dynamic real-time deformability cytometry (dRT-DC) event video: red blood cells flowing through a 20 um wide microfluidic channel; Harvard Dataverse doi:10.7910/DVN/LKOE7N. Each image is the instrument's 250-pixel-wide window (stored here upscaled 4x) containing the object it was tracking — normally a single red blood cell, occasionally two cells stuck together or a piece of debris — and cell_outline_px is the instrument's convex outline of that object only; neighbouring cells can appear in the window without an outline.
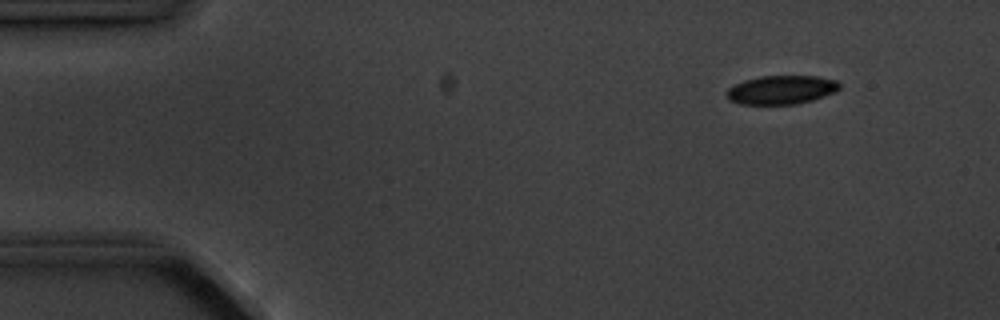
{"species": "common noctule bat (a hibernating species)", "species_latin": "Nyctalus noctula", "temperature_condition": "cold", "stored_images_in_passage": 6, "segment_of_instrument_passage": [1, 2], "camera_frame_rate_fps": 3000, "um_per_image_px": 0.085, "animal": {"sex": "male", "body_mass_g": 20.1, "forearm_length_mm": 53.5}, "frame": {"image": 1, "passage_image": 2, "time_ms": 1.0, "image_size_px": [1000, 320], "cell_outline_px": [[840, 88], [836, 92], [812, 100], [796, 104], [740, 104], [728, 100], [724, 96], [724, 92], [728, 88], [744, 80], [760, 76], [816, 76], [836, 80], [840, 84]], "centroid_in_image_um": [66.38, 7.64], "position_along_channel_um": 18.6, "area_um2": 19.07}}